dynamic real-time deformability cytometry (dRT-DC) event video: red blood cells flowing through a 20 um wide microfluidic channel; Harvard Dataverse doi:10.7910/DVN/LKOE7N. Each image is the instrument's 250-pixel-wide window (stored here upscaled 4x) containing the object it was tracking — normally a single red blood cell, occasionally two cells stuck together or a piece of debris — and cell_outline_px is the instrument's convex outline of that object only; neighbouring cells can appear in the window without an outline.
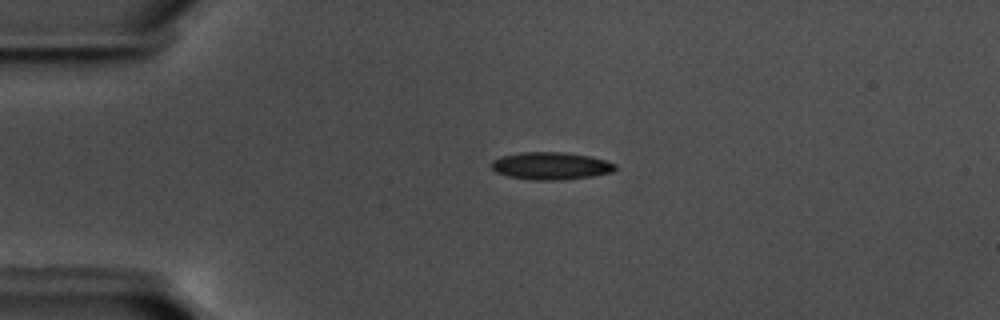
{"species": "common noctule bat (a hibernating species)", "species_latin": "Nyctalus noctula", "temperature_condition": "warm", "stored_images_in_passage": 45, "camera_frame_rate_fps": 3000, "um_per_image_px": 0.085, "animal": {"sex": "male", "body_mass_g": 17.5, "forearm_length_mm": 52.3}, "frame": {"image": 1, "passage_image": 1, "time_ms": 0.0, "image_size_px": [1000, 320], "cell_outline_px": [[616, 168], [612, 172], [592, 176], [564, 180], [532, 180], [508, 176], [496, 172], [492, 168], [492, 160], [500, 156], [520, 152], [564, 152], [592, 156], [616, 164]], "centroid_in_image_um": [46.82, 14.09], "position_along_channel_um": 38.2, "area_um2": 19.94}}
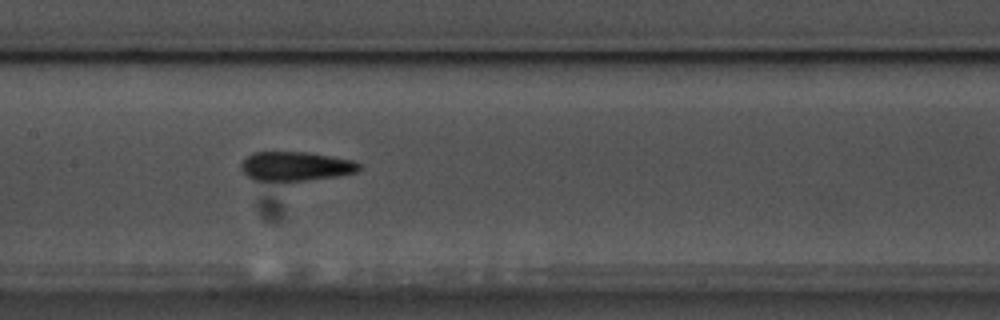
{"frame": {"image": 2, "passage_image": 16, "time_ms": 5.0, "image_size_px": [1000, 320], "cell_outline_px": [[364, 168], [356, 172], [340, 176], [308, 180], [252, 180], [240, 168], [240, 164], [252, 152], [308, 152], [332, 156], [352, 160], [360, 164]], "centroid_in_image_um": [25.17, 14.12], "position_along_channel_um": 182.2, "area_um2": 20.11}}
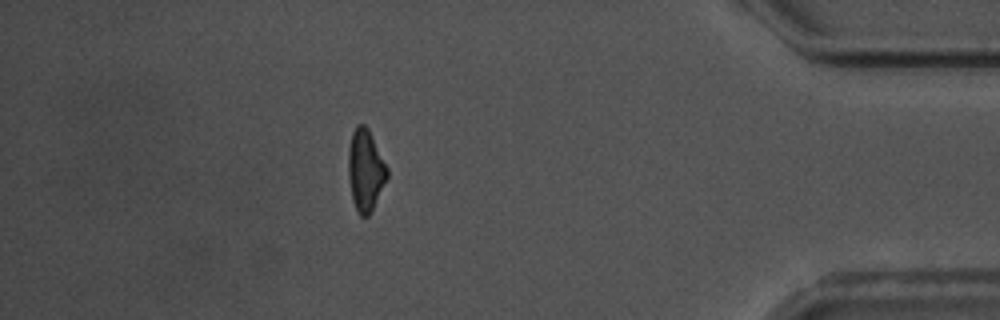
{"frame": {"image": 3, "passage_image": 38, "time_ms": 12.333, "image_size_px": [1000, 320], "cell_outline_px": [[388, 176], [372, 212], [368, 216], [360, 216], [356, 212], [352, 200], [348, 176], [348, 148], [352, 132], [356, 124], [364, 124], [368, 128], [388, 168]], "centroid_in_image_um": [31.05, 14.49], "position_along_channel_um": 404.2, "area_um2": 18.73}, "authors_computed_cell_mechanics": {"area_um2": 19.3052, "velocity_mm_per_s": 3.6039, "shape_relaxation_time_tau1_ms": 5.5061, "shape_relaxation_time_tau2_ms": 5.4352, "deformation_change_tau1": 0.1477, "deformation_change_tau2": 0.1324}}